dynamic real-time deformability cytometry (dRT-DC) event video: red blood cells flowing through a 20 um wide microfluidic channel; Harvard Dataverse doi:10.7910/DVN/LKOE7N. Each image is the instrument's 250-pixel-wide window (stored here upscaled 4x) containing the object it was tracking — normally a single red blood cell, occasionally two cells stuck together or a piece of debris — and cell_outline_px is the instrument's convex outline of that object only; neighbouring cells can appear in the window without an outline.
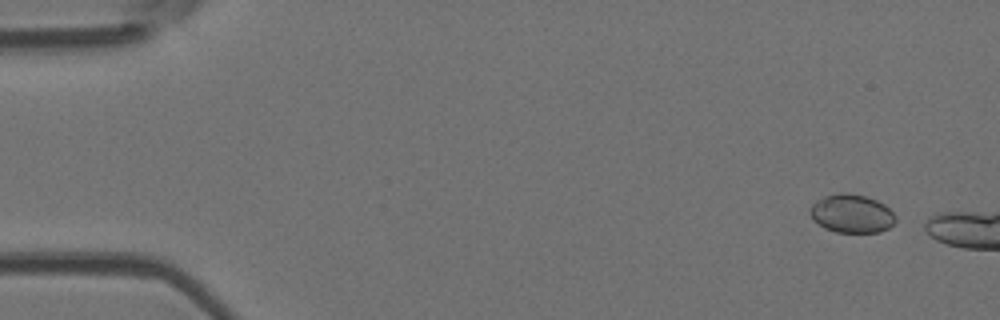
{"species": "Egyptian fruit bat (a non-hibernating species)", "species_latin": "Rousettus aegyptiacus", "temperature_condition": "room temperature", "stored_images_in_passage": 8, "camera_frame_rate_fps": 3000, "um_per_image_px": 0.085, "animal": {"sex": "female"}, "frame": {"image": 1, "passage_image": 3, "time_ms": 0.667, "image_size_px": [1000, 320], "cell_outline_px": [[896, 220], [888, 228], [880, 232], [836, 232], [824, 228], [812, 220], [808, 212], [812, 204], [816, 200], [824, 196], [840, 192], [848, 192], [864, 196], [876, 200], [884, 204], [896, 216]], "centroid_in_image_um": [72.35, 18.15], "position_along_channel_um": 12.6, "area_um2": 19.31}}